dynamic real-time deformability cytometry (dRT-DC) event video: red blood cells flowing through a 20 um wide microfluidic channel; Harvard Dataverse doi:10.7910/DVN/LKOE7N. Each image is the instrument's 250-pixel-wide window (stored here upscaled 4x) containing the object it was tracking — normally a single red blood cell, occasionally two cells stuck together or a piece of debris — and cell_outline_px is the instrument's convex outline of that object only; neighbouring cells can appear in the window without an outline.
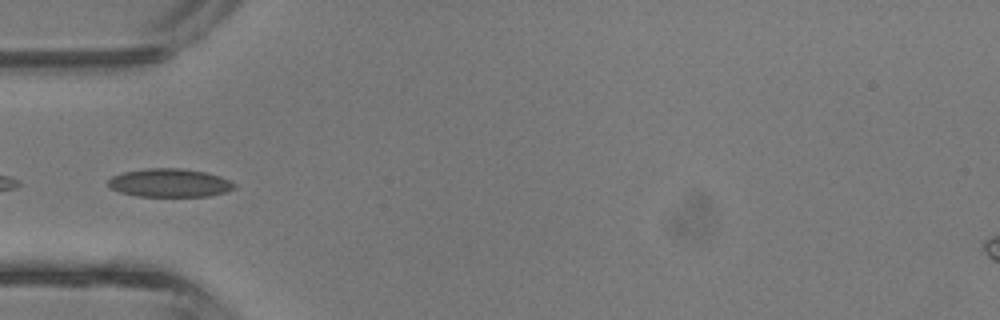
{"species": "common noctule bat (a hibernating species)", "species_latin": "Nyctalus noctula", "temperature_condition": "room temperature", "stored_images_in_passage": 17, "camera_frame_rate_fps": 3000, "um_per_image_px": 0.085, "animal": {"sex": "male", "body_mass_g": 13.3}, "frame": {"image": 1, "passage_image": 12, "time_ms": 3.667, "image_size_px": [1000, 320], "cell_outline_px": [[236, 188], [228, 192], [208, 196], [136, 196], [120, 192], [112, 188], [108, 184], [108, 180], [112, 176], [124, 172], [144, 168], [184, 168], [204, 172], [220, 176], [236, 184]], "centroid_in_image_um": [14.44, 15.54], "position_along_channel_um": 70.6, "area_um2": 20.92}}
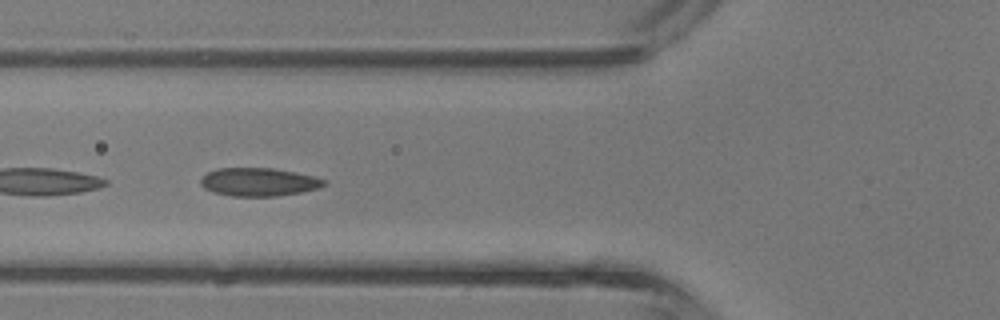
{"frame": {"image": 2, "passage_image": 14, "time_ms": 4.333, "image_size_px": [1000, 320], "cell_outline_px": [[328, 184], [316, 188], [300, 192], [276, 196], [232, 196], [212, 192], [204, 188], [200, 184], [200, 180], [208, 172], [216, 168], [272, 168], [296, 172], [312, 176], [324, 180]], "centroid_in_image_um": [21.95, 15.46], "position_along_channel_um": 103.8, "area_um2": 20.17}}